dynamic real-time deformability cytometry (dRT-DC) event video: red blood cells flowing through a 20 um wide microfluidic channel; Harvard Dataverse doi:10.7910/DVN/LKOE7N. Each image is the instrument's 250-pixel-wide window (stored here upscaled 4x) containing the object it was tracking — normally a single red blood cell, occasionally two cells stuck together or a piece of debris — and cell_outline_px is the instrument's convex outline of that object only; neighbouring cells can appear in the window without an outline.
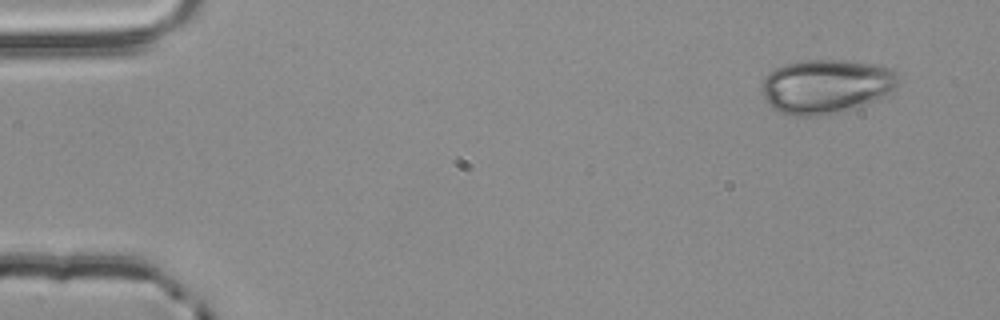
{"species": "common noctule bat (a hibernating species)", "species_latin": "Nyctalus noctula", "temperature_condition": "room temperature", "stored_images_in_passage": 3, "camera_frame_rate_fps": 3000, "um_per_image_px": 0.085, "animal": {"sex": "male", "body_mass_g": 20.4}, "frame": {"image": 1, "passage_image": 1, "time_ms": 0.0, "image_size_px": [1000, 320], "cell_outline_px": [[900, 84], [888, 92], [872, 100], [852, 108], [820, 116], [796, 116], [780, 112], [772, 108], [764, 100], [760, 88], [760, 84], [776, 68], [784, 64], [804, 60], [844, 60], [880, 64], [896, 72], [900, 76]], "centroid_in_image_um": [70.19, 7.32], "position_along_channel_um": 14.8, "area_um2": 43.0}}